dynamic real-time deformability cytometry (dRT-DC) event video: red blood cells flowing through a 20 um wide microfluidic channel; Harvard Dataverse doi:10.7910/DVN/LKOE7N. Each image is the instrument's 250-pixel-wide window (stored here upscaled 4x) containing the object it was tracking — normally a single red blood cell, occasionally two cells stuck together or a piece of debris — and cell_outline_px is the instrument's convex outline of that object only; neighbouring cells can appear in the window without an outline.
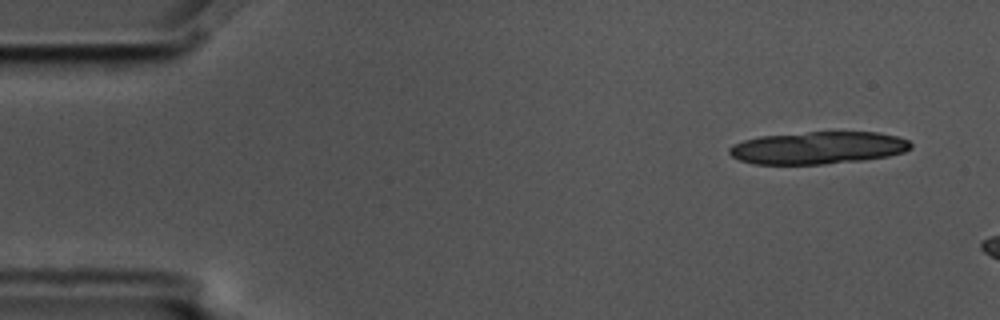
{"species": "common noctule bat (a hibernating species)", "species_latin": "Nyctalus noctula", "temperature_condition": "cold", "stored_images_in_passage": 3, "camera_frame_rate_fps": 3000, "um_per_image_px": 0.085, "animal": {"sex": "male", "body_mass_g": 17.5, "forearm_length_mm": 52.3}, "frame": {"image": 1, "passage_image": 1, "time_ms": 0.0, "image_size_px": [1000, 320], "cell_outline_px": [[912, 148], [904, 152], [888, 156], [864, 160], [824, 164], [752, 164], [740, 160], [732, 156], [728, 152], [728, 148], [732, 144], [744, 140], [760, 136], [808, 132], [880, 132], [896, 136], [908, 140], [912, 144]], "centroid_in_image_um": [69.53, 12.56], "position_along_channel_um": 15.5, "area_um2": 34.45}}